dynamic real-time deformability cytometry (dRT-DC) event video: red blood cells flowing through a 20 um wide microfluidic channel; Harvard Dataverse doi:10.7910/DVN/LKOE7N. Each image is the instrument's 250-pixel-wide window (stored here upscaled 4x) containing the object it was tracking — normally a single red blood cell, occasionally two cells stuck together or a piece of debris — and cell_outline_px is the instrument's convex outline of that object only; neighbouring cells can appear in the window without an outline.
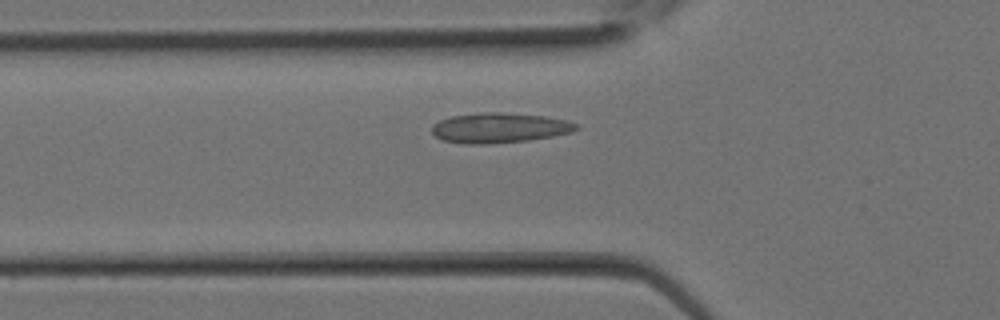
{"species": "Egyptian fruit bat (a non-hibernating species)", "species_latin": "Rousettus aegyptiacus", "temperature_condition": "room temperature", "stored_images_in_passage": 12, "camera_frame_rate_fps": 3000, "um_per_image_px": 0.085, "animal": {"sex": "female"}, "frame": {"image": 1, "passage_image": 6, "time_ms": 1.667, "image_size_px": [1000, 320], "cell_outline_px": [[580, 128], [572, 132], [552, 136], [528, 140], [484, 144], [464, 144], [444, 140], [436, 136], [432, 132], [432, 124], [440, 120], [452, 116], [480, 112], [500, 112], [544, 116], [564, 120], [580, 124]], "centroid_in_image_um": [42.46, 10.86], "position_along_channel_um": 83.3, "area_um2": 25.2}}
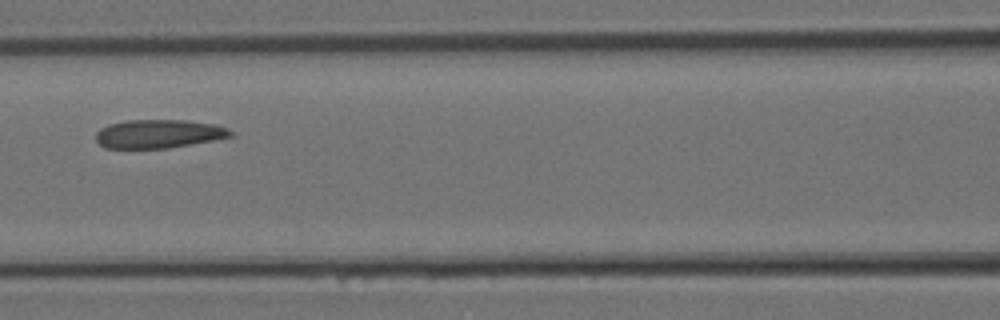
{"frame": {"image": 2, "passage_image": 9, "time_ms": 2.667, "image_size_px": [1000, 320], "cell_outline_px": [[236, 136], [168, 148], [104, 148], [96, 140], [96, 132], [100, 128], [108, 124], [128, 120], [184, 120], [216, 124], [232, 132]], "centroid_in_image_um": [13.47, 11.37], "position_along_channel_um": 153.1, "area_um2": 22.43}}
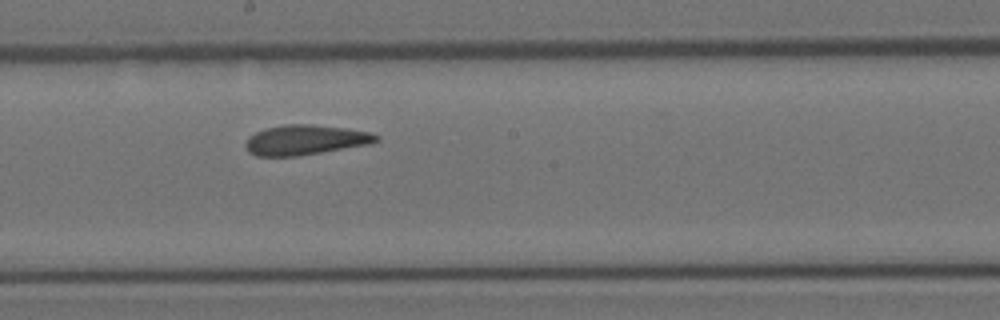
{"frame": {"image": 3, "passage_image": 12, "time_ms": 3.667, "image_size_px": [1000, 320], "cell_outline_px": [[380, 140], [372, 144], [296, 156], [256, 156], [248, 152], [244, 144], [248, 136], [264, 128], [284, 124], [312, 124], [344, 128], [372, 132], [380, 136]], "centroid_in_image_um": [25.96, 11.89], "position_along_channel_um": 222.2, "area_um2": 23.06}}